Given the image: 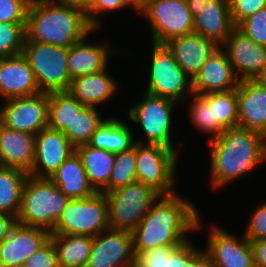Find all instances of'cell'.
<instances>
[{"label": "cell", "mask_w": 266, "mask_h": 267, "mask_svg": "<svg viewBox=\"0 0 266 267\" xmlns=\"http://www.w3.org/2000/svg\"><path fill=\"white\" fill-rule=\"evenodd\" d=\"M110 228L108 199L103 192L82 199H70L51 234L97 236Z\"/></svg>", "instance_id": "5"}, {"label": "cell", "mask_w": 266, "mask_h": 267, "mask_svg": "<svg viewBox=\"0 0 266 267\" xmlns=\"http://www.w3.org/2000/svg\"><path fill=\"white\" fill-rule=\"evenodd\" d=\"M28 175L17 168L0 166V213L17 219L23 186Z\"/></svg>", "instance_id": "31"}, {"label": "cell", "mask_w": 266, "mask_h": 267, "mask_svg": "<svg viewBox=\"0 0 266 267\" xmlns=\"http://www.w3.org/2000/svg\"><path fill=\"white\" fill-rule=\"evenodd\" d=\"M135 259L132 232L109 228L94 237L87 267H135Z\"/></svg>", "instance_id": "16"}, {"label": "cell", "mask_w": 266, "mask_h": 267, "mask_svg": "<svg viewBox=\"0 0 266 267\" xmlns=\"http://www.w3.org/2000/svg\"><path fill=\"white\" fill-rule=\"evenodd\" d=\"M208 104L213 106L214 121L224 130L238 127L236 89L227 92L208 93Z\"/></svg>", "instance_id": "34"}, {"label": "cell", "mask_w": 266, "mask_h": 267, "mask_svg": "<svg viewBox=\"0 0 266 267\" xmlns=\"http://www.w3.org/2000/svg\"><path fill=\"white\" fill-rule=\"evenodd\" d=\"M48 93L6 100L0 108L1 123L11 129L36 135L48 127Z\"/></svg>", "instance_id": "13"}, {"label": "cell", "mask_w": 266, "mask_h": 267, "mask_svg": "<svg viewBox=\"0 0 266 267\" xmlns=\"http://www.w3.org/2000/svg\"><path fill=\"white\" fill-rule=\"evenodd\" d=\"M31 0H0V22L26 23Z\"/></svg>", "instance_id": "39"}, {"label": "cell", "mask_w": 266, "mask_h": 267, "mask_svg": "<svg viewBox=\"0 0 266 267\" xmlns=\"http://www.w3.org/2000/svg\"><path fill=\"white\" fill-rule=\"evenodd\" d=\"M255 267H266V239L249 241Z\"/></svg>", "instance_id": "44"}, {"label": "cell", "mask_w": 266, "mask_h": 267, "mask_svg": "<svg viewBox=\"0 0 266 267\" xmlns=\"http://www.w3.org/2000/svg\"><path fill=\"white\" fill-rule=\"evenodd\" d=\"M137 181L153 188L161 196L174 192L177 152L159 144H146L136 140Z\"/></svg>", "instance_id": "8"}, {"label": "cell", "mask_w": 266, "mask_h": 267, "mask_svg": "<svg viewBox=\"0 0 266 267\" xmlns=\"http://www.w3.org/2000/svg\"><path fill=\"white\" fill-rule=\"evenodd\" d=\"M150 1L153 0H133V7L137 13L144 8Z\"/></svg>", "instance_id": "47"}, {"label": "cell", "mask_w": 266, "mask_h": 267, "mask_svg": "<svg viewBox=\"0 0 266 267\" xmlns=\"http://www.w3.org/2000/svg\"><path fill=\"white\" fill-rule=\"evenodd\" d=\"M105 45L89 43L84 38L70 46L67 57L70 79L105 70L109 54L113 52Z\"/></svg>", "instance_id": "24"}, {"label": "cell", "mask_w": 266, "mask_h": 267, "mask_svg": "<svg viewBox=\"0 0 266 267\" xmlns=\"http://www.w3.org/2000/svg\"><path fill=\"white\" fill-rule=\"evenodd\" d=\"M46 229L15 223L0 244V267H16L42 247L49 239Z\"/></svg>", "instance_id": "18"}, {"label": "cell", "mask_w": 266, "mask_h": 267, "mask_svg": "<svg viewBox=\"0 0 266 267\" xmlns=\"http://www.w3.org/2000/svg\"><path fill=\"white\" fill-rule=\"evenodd\" d=\"M262 80L266 83V74L264 75V77L262 78Z\"/></svg>", "instance_id": "49"}, {"label": "cell", "mask_w": 266, "mask_h": 267, "mask_svg": "<svg viewBox=\"0 0 266 267\" xmlns=\"http://www.w3.org/2000/svg\"><path fill=\"white\" fill-rule=\"evenodd\" d=\"M35 144L34 165L28 174L37 178H50L75 152V147L63 132L49 127L35 135Z\"/></svg>", "instance_id": "17"}, {"label": "cell", "mask_w": 266, "mask_h": 267, "mask_svg": "<svg viewBox=\"0 0 266 267\" xmlns=\"http://www.w3.org/2000/svg\"><path fill=\"white\" fill-rule=\"evenodd\" d=\"M56 4H64L68 6H74L76 8L87 10L91 0H48Z\"/></svg>", "instance_id": "46"}, {"label": "cell", "mask_w": 266, "mask_h": 267, "mask_svg": "<svg viewBox=\"0 0 266 267\" xmlns=\"http://www.w3.org/2000/svg\"><path fill=\"white\" fill-rule=\"evenodd\" d=\"M193 204L178 194L160 196L132 231L135 257L157 246H194L186 233L201 229Z\"/></svg>", "instance_id": "1"}, {"label": "cell", "mask_w": 266, "mask_h": 267, "mask_svg": "<svg viewBox=\"0 0 266 267\" xmlns=\"http://www.w3.org/2000/svg\"><path fill=\"white\" fill-rule=\"evenodd\" d=\"M35 135L0 125V166L29 173L35 159Z\"/></svg>", "instance_id": "23"}, {"label": "cell", "mask_w": 266, "mask_h": 267, "mask_svg": "<svg viewBox=\"0 0 266 267\" xmlns=\"http://www.w3.org/2000/svg\"><path fill=\"white\" fill-rule=\"evenodd\" d=\"M165 45L191 80L195 78L209 56L218 47L213 41L197 33L175 37Z\"/></svg>", "instance_id": "22"}, {"label": "cell", "mask_w": 266, "mask_h": 267, "mask_svg": "<svg viewBox=\"0 0 266 267\" xmlns=\"http://www.w3.org/2000/svg\"><path fill=\"white\" fill-rule=\"evenodd\" d=\"M24 265L27 267H59L57 251L51 239L29 256Z\"/></svg>", "instance_id": "40"}, {"label": "cell", "mask_w": 266, "mask_h": 267, "mask_svg": "<svg viewBox=\"0 0 266 267\" xmlns=\"http://www.w3.org/2000/svg\"><path fill=\"white\" fill-rule=\"evenodd\" d=\"M138 13L147 18L155 44H165L175 37L194 33L193 15L186 0H153Z\"/></svg>", "instance_id": "10"}, {"label": "cell", "mask_w": 266, "mask_h": 267, "mask_svg": "<svg viewBox=\"0 0 266 267\" xmlns=\"http://www.w3.org/2000/svg\"><path fill=\"white\" fill-rule=\"evenodd\" d=\"M111 229L132 232L161 196L153 188L135 181L106 192Z\"/></svg>", "instance_id": "6"}, {"label": "cell", "mask_w": 266, "mask_h": 267, "mask_svg": "<svg viewBox=\"0 0 266 267\" xmlns=\"http://www.w3.org/2000/svg\"><path fill=\"white\" fill-rule=\"evenodd\" d=\"M25 42L69 48L87 39L95 29L84 10L48 0H31L27 10Z\"/></svg>", "instance_id": "3"}, {"label": "cell", "mask_w": 266, "mask_h": 267, "mask_svg": "<svg viewBox=\"0 0 266 267\" xmlns=\"http://www.w3.org/2000/svg\"><path fill=\"white\" fill-rule=\"evenodd\" d=\"M195 246H157L136 256L135 267H194Z\"/></svg>", "instance_id": "30"}, {"label": "cell", "mask_w": 266, "mask_h": 267, "mask_svg": "<svg viewBox=\"0 0 266 267\" xmlns=\"http://www.w3.org/2000/svg\"><path fill=\"white\" fill-rule=\"evenodd\" d=\"M250 222L244 232L249 241L266 239V202L252 212Z\"/></svg>", "instance_id": "43"}, {"label": "cell", "mask_w": 266, "mask_h": 267, "mask_svg": "<svg viewBox=\"0 0 266 267\" xmlns=\"http://www.w3.org/2000/svg\"><path fill=\"white\" fill-rule=\"evenodd\" d=\"M103 121L96 107L84 106L64 135L75 148L88 144Z\"/></svg>", "instance_id": "33"}, {"label": "cell", "mask_w": 266, "mask_h": 267, "mask_svg": "<svg viewBox=\"0 0 266 267\" xmlns=\"http://www.w3.org/2000/svg\"><path fill=\"white\" fill-rule=\"evenodd\" d=\"M57 251L59 267H87L94 237L50 234Z\"/></svg>", "instance_id": "28"}, {"label": "cell", "mask_w": 266, "mask_h": 267, "mask_svg": "<svg viewBox=\"0 0 266 267\" xmlns=\"http://www.w3.org/2000/svg\"><path fill=\"white\" fill-rule=\"evenodd\" d=\"M106 70L74 78L68 91L84 106L97 107L103 104L117 91V82Z\"/></svg>", "instance_id": "26"}, {"label": "cell", "mask_w": 266, "mask_h": 267, "mask_svg": "<svg viewBox=\"0 0 266 267\" xmlns=\"http://www.w3.org/2000/svg\"><path fill=\"white\" fill-rule=\"evenodd\" d=\"M221 48L226 50L228 60L240 81L262 79L266 74V46L254 42L237 27Z\"/></svg>", "instance_id": "14"}, {"label": "cell", "mask_w": 266, "mask_h": 267, "mask_svg": "<svg viewBox=\"0 0 266 267\" xmlns=\"http://www.w3.org/2000/svg\"><path fill=\"white\" fill-rule=\"evenodd\" d=\"M239 82L225 50L218 46L192 80V89L199 95L227 92L237 89Z\"/></svg>", "instance_id": "20"}, {"label": "cell", "mask_w": 266, "mask_h": 267, "mask_svg": "<svg viewBox=\"0 0 266 267\" xmlns=\"http://www.w3.org/2000/svg\"><path fill=\"white\" fill-rule=\"evenodd\" d=\"M75 151L81 158L90 185L96 192H102L109 184L116 154L88 144L76 147Z\"/></svg>", "instance_id": "27"}, {"label": "cell", "mask_w": 266, "mask_h": 267, "mask_svg": "<svg viewBox=\"0 0 266 267\" xmlns=\"http://www.w3.org/2000/svg\"><path fill=\"white\" fill-rule=\"evenodd\" d=\"M127 6L130 5L125 0H91L85 13L89 24L97 30L100 27L97 15L99 16L103 11H117Z\"/></svg>", "instance_id": "42"}, {"label": "cell", "mask_w": 266, "mask_h": 267, "mask_svg": "<svg viewBox=\"0 0 266 267\" xmlns=\"http://www.w3.org/2000/svg\"><path fill=\"white\" fill-rule=\"evenodd\" d=\"M26 23L0 22V59L23 52Z\"/></svg>", "instance_id": "37"}, {"label": "cell", "mask_w": 266, "mask_h": 267, "mask_svg": "<svg viewBox=\"0 0 266 267\" xmlns=\"http://www.w3.org/2000/svg\"><path fill=\"white\" fill-rule=\"evenodd\" d=\"M38 93L32 68L23 53L0 59V97L4 101Z\"/></svg>", "instance_id": "21"}, {"label": "cell", "mask_w": 266, "mask_h": 267, "mask_svg": "<svg viewBox=\"0 0 266 267\" xmlns=\"http://www.w3.org/2000/svg\"><path fill=\"white\" fill-rule=\"evenodd\" d=\"M236 27L254 42L266 46V8L248 16Z\"/></svg>", "instance_id": "38"}, {"label": "cell", "mask_w": 266, "mask_h": 267, "mask_svg": "<svg viewBox=\"0 0 266 267\" xmlns=\"http://www.w3.org/2000/svg\"><path fill=\"white\" fill-rule=\"evenodd\" d=\"M209 142L213 188L226 186L266 160L265 135L251 129L228 128Z\"/></svg>", "instance_id": "2"}, {"label": "cell", "mask_w": 266, "mask_h": 267, "mask_svg": "<svg viewBox=\"0 0 266 267\" xmlns=\"http://www.w3.org/2000/svg\"><path fill=\"white\" fill-rule=\"evenodd\" d=\"M176 103L172 99L146 93L142 101L128 109L130 119L140 124L146 144H159L175 150L171 138V119Z\"/></svg>", "instance_id": "12"}, {"label": "cell", "mask_w": 266, "mask_h": 267, "mask_svg": "<svg viewBox=\"0 0 266 267\" xmlns=\"http://www.w3.org/2000/svg\"><path fill=\"white\" fill-rule=\"evenodd\" d=\"M193 15L194 33L221 46L236 27L231 18L229 0H186Z\"/></svg>", "instance_id": "15"}, {"label": "cell", "mask_w": 266, "mask_h": 267, "mask_svg": "<svg viewBox=\"0 0 266 267\" xmlns=\"http://www.w3.org/2000/svg\"><path fill=\"white\" fill-rule=\"evenodd\" d=\"M189 97L192 98V103L189 107V117L192 123L205 133H211V140L219 137L224 129L214 121L213 106L208 104V94L199 95L192 93Z\"/></svg>", "instance_id": "36"}, {"label": "cell", "mask_w": 266, "mask_h": 267, "mask_svg": "<svg viewBox=\"0 0 266 267\" xmlns=\"http://www.w3.org/2000/svg\"><path fill=\"white\" fill-rule=\"evenodd\" d=\"M206 250L195 249L194 267H255L249 240L211 228Z\"/></svg>", "instance_id": "11"}, {"label": "cell", "mask_w": 266, "mask_h": 267, "mask_svg": "<svg viewBox=\"0 0 266 267\" xmlns=\"http://www.w3.org/2000/svg\"><path fill=\"white\" fill-rule=\"evenodd\" d=\"M133 8V0H125Z\"/></svg>", "instance_id": "48"}, {"label": "cell", "mask_w": 266, "mask_h": 267, "mask_svg": "<svg viewBox=\"0 0 266 267\" xmlns=\"http://www.w3.org/2000/svg\"><path fill=\"white\" fill-rule=\"evenodd\" d=\"M153 44L146 93L178 103L193 93L192 80L175 61L165 44ZM186 96V97H185Z\"/></svg>", "instance_id": "9"}, {"label": "cell", "mask_w": 266, "mask_h": 267, "mask_svg": "<svg viewBox=\"0 0 266 267\" xmlns=\"http://www.w3.org/2000/svg\"><path fill=\"white\" fill-rule=\"evenodd\" d=\"M119 119L109 118L102 122L91 137L88 145L112 153L129 150L134 146L133 131Z\"/></svg>", "instance_id": "29"}, {"label": "cell", "mask_w": 266, "mask_h": 267, "mask_svg": "<svg viewBox=\"0 0 266 267\" xmlns=\"http://www.w3.org/2000/svg\"><path fill=\"white\" fill-rule=\"evenodd\" d=\"M15 223L16 219L13 216L0 213V244L7 238Z\"/></svg>", "instance_id": "45"}, {"label": "cell", "mask_w": 266, "mask_h": 267, "mask_svg": "<svg viewBox=\"0 0 266 267\" xmlns=\"http://www.w3.org/2000/svg\"><path fill=\"white\" fill-rule=\"evenodd\" d=\"M70 201L49 178L28 175L23 186L16 222L51 232Z\"/></svg>", "instance_id": "4"}, {"label": "cell", "mask_w": 266, "mask_h": 267, "mask_svg": "<svg viewBox=\"0 0 266 267\" xmlns=\"http://www.w3.org/2000/svg\"><path fill=\"white\" fill-rule=\"evenodd\" d=\"M83 107L68 90L48 93V127L64 133Z\"/></svg>", "instance_id": "32"}, {"label": "cell", "mask_w": 266, "mask_h": 267, "mask_svg": "<svg viewBox=\"0 0 266 267\" xmlns=\"http://www.w3.org/2000/svg\"><path fill=\"white\" fill-rule=\"evenodd\" d=\"M236 91L238 127L266 135V83L262 79L241 80Z\"/></svg>", "instance_id": "19"}, {"label": "cell", "mask_w": 266, "mask_h": 267, "mask_svg": "<svg viewBox=\"0 0 266 267\" xmlns=\"http://www.w3.org/2000/svg\"><path fill=\"white\" fill-rule=\"evenodd\" d=\"M135 181H137L136 142L129 150L116 153L109 184L102 192L114 191Z\"/></svg>", "instance_id": "35"}, {"label": "cell", "mask_w": 266, "mask_h": 267, "mask_svg": "<svg viewBox=\"0 0 266 267\" xmlns=\"http://www.w3.org/2000/svg\"><path fill=\"white\" fill-rule=\"evenodd\" d=\"M70 199L87 198L96 193L86 176L81 158L75 151L49 178Z\"/></svg>", "instance_id": "25"}, {"label": "cell", "mask_w": 266, "mask_h": 267, "mask_svg": "<svg viewBox=\"0 0 266 267\" xmlns=\"http://www.w3.org/2000/svg\"><path fill=\"white\" fill-rule=\"evenodd\" d=\"M68 49L39 42H24L22 53L29 61L40 92L69 89L72 80L68 72Z\"/></svg>", "instance_id": "7"}, {"label": "cell", "mask_w": 266, "mask_h": 267, "mask_svg": "<svg viewBox=\"0 0 266 267\" xmlns=\"http://www.w3.org/2000/svg\"><path fill=\"white\" fill-rule=\"evenodd\" d=\"M231 18L235 26L248 16L266 8V0H229Z\"/></svg>", "instance_id": "41"}]
</instances>
